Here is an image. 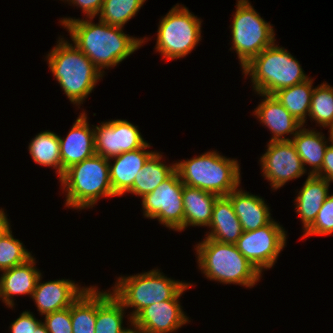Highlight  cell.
I'll use <instances>...</instances> for the list:
<instances>
[{"label":"cell","mask_w":333,"mask_h":333,"mask_svg":"<svg viewBox=\"0 0 333 333\" xmlns=\"http://www.w3.org/2000/svg\"><path fill=\"white\" fill-rule=\"evenodd\" d=\"M10 223L4 210L0 209V238L10 228Z\"/></svg>","instance_id":"obj_38"},{"label":"cell","mask_w":333,"mask_h":333,"mask_svg":"<svg viewBox=\"0 0 333 333\" xmlns=\"http://www.w3.org/2000/svg\"><path fill=\"white\" fill-rule=\"evenodd\" d=\"M32 256L25 263L2 271L0 276V297L9 308L14 307V295H30L35 290L41 272L36 268Z\"/></svg>","instance_id":"obj_19"},{"label":"cell","mask_w":333,"mask_h":333,"mask_svg":"<svg viewBox=\"0 0 333 333\" xmlns=\"http://www.w3.org/2000/svg\"><path fill=\"white\" fill-rule=\"evenodd\" d=\"M259 95L264 98L254 109L253 114L273 134L269 141H291L284 136L290 134L294 137L302 124L273 95Z\"/></svg>","instance_id":"obj_17"},{"label":"cell","mask_w":333,"mask_h":333,"mask_svg":"<svg viewBox=\"0 0 333 333\" xmlns=\"http://www.w3.org/2000/svg\"><path fill=\"white\" fill-rule=\"evenodd\" d=\"M330 130L328 131L330 134H329V142H331V143H329V144H331V145H333V125H331V126H329L328 127Z\"/></svg>","instance_id":"obj_41"},{"label":"cell","mask_w":333,"mask_h":333,"mask_svg":"<svg viewBox=\"0 0 333 333\" xmlns=\"http://www.w3.org/2000/svg\"><path fill=\"white\" fill-rule=\"evenodd\" d=\"M260 159L262 174L273 190L280 189L288 181L306 173L291 141H269Z\"/></svg>","instance_id":"obj_12"},{"label":"cell","mask_w":333,"mask_h":333,"mask_svg":"<svg viewBox=\"0 0 333 333\" xmlns=\"http://www.w3.org/2000/svg\"><path fill=\"white\" fill-rule=\"evenodd\" d=\"M330 182L317 175H308L303 187L298 192L295 202L297 215L303 223L305 232L315 221L318 211L327 199Z\"/></svg>","instance_id":"obj_21"},{"label":"cell","mask_w":333,"mask_h":333,"mask_svg":"<svg viewBox=\"0 0 333 333\" xmlns=\"http://www.w3.org/2000/svg\"><path fill=\"white\" fill-rule=\"evenodd\" d=\"M150 147V144L146 143L139 149L124 152L108 159L110 181L115 196H122L132 188L138 171L143 168L147 159L154 153L146 150ZM111 160H115L113 164Z\"/></svg>","instance_id":"obj_18"},{"label":"cell","mask_w":333,"mask_h":333,"mask_svg":"<svg viewBox=\"0 0 333 333\" xmlns=\"http://www.w3.org/2000/svg\"><path fill=\"white\" fill-rule=\"evenodd\" d=\"M73 333H95L97 287L89 286L70 306Z\"/></svg>","instance_id":"obj_29"},{"label":"cell","mask_w":333,"mask_h":333,"mask_svg":"<svg viewBox=\"0 0 333 333\" xmlns=\"http://www.w3.org/2000/svg\"><path fill=\"white\" fill-rule=\"evenodd\" d=\"M66 193V207L93 208L101 197L115 196L109 173V160L93 155L68 168L59 180Z\"/></svg>","instance_id":"obj_6"},{"label":"cell","mask_w":333,"mask_h":333,"mask_svg":"<svg viewBox=\"0 0 333 333\" xmlns=\"http://www.w3.org/2000/svg\"><path fill=\"white\" fill-rule=\"evenodd\" d=\"M46 57L50 72L70 102L78 107L103 77L92 61L64 38H59Z\"/></svg>","instance_id":"obj_2"},{"label":"cell","mask_w":333,"mask_h":333,"mask_svg":"<svg viewBox=\"0 0 333 333\" xmlns=\"http://www.w3.org/2000/svg\"><path fill=\"white\" fill-rule=\"evenodd\" d=\"M132 325V329L128 328L124 333H148L147 331L135 326L133 323Z\"/></svg>","instance_id":"obj_39"},{"label":"cell","mask_w":333,"mask_h":333,"mask_svg":"<svg viewBox=\"0 0 333 333\" xmlns=\"http://www.w3.org/2000/svg\"><path fill=\"white\" fill-rule=\"evenodd\" d=\"M94 127L95 152L106 159L139 149L147 143L138 126L124 119L108 120Z\"/></svg>","instance_id":"obj_13"},{"label":"cell","mask_w":333,"mask_h":333,"mask_svg":"<svg viewBox=\"0 0 333 333\" xmlns=\"http://www.w3.org/2000/svg\"><path fill=\"white\" fill-rule=\"evenodd\" d=\"M44 324L49 333H73L70 307L44 315Z\"/></svg>","instance_id":"obj_34"},{"label":"cell","mask_w":333,"mask_h":333,"mask_svg":"<svg viewBox=\"0 0 333 333\" xmlns=\"http://www.w3.org/2000/svg\"><path fill=\"white\" fill-rule=\"evenodd\" d=\"M201 23L187 7L174 5L159 22L156 51L166 60L186 57L202 38Z\"/></svg>","instance_id":"obj_8"},{"label":"cell","mask_w":333,"mask_h":333,"mask_svg":"<svg viewBox=\"0 0 333 333\" xmlns=\"http://www.w3.org/2000/svg\"><path fill=\"white\" fill-rule=\"evenodd\" d=\"M316 175L324 178L328 182H333V145H328L321 170Z\"/></svg>","instance_id":"obj_37"},{"label":"cell","mask_w":333,"mask_h":333,"mask_svg":"<svg viewBox=\"0 0 333 333\" xmlns=\"http://www.w3.org/2000/svg\"><path fill=\"white\" fill-rule=\"evenodd\" d=\"M32 254L23 246L19 239H15L9 228L0 238V271L25 263Z\"/></svg>","instance_id":"obj_32"},{"label":"cell","mask_w":333,"mask_h":333,"mask_svg":"<svg viewBox=\"0 0 333 333\" xmlns=\"http://www.w3.org/2000/svg\"><path fill=\"white\" fill-rule=\"evenodd\" d=\"M146 0H104L99 20L123 27L141 9Z\"/></svg>","instance_id":"obj_30"},{"label":"cell","mask_w":333,"mask_h":333,"mask_svg":"<svg viewBox=\"0 0 333 333\" xmlns=\"http://www.w3.org/2000/svg\"><path fill=\"white\" fill-rule=\"evenodd\" d=\"M125 308L112 295L111 291H99L97 288V316L95 333H124Z\"/></svg>","instance_id":"obj_26"},{"label":"cell","mask_w":333,"mask_h":333,"mask_svg":"<svg viewBox=\"0 0 333 333\" xmlns=\"http://www.w3.org/2000/svg\"><path fill=\"white\" fill-rule=\"evenodd\" d=\"M34 333H49L47 331V328L45 326V324L42 322L36 329V331Z\"/></svg>","instance_id":"obj_40"},{"label":"cell","mask_w":333,"mask_h":333,"mask_svg":"<svg viewBox=\"0 0 333 333\" xmlns=\"http://www.w3.org/2000/svg\"><path fill=\"white\" fill-rule=\"evenodd\" d=\"M93 18H61L60 25L70 34L73 44L82 51L104 75L103 69L114 67L137 51L148 38H136L123 32V27L111 26Z\"/></svg>","instance_id":"obj_1"},{"label":"cell","mask_w":333,"mask_h":333,"mask_svg":"<svg viewBox=\"0 0 333 333\" xmlns=\"http://www.w3.org/2000/svg\"><path fill=\"white\" fill-rule=\"evenodd\" d=\"M39 276L31 298L41 315L68 308L87 287H80L72 280H54L41 283Z\"/></svg>","instance_id":"obj_16"},{"label":"cell","mask_w":333,"mask_h":333,"mask_svg":"<svg viewBox=\"0 0 333 333\" xmlns=\"http://www.w3.org/2000/svg\"><path fill=\"white\" fill-rule=\"evenodd\" d=\"M112 295L125 309L134 308L129 323L145 307L171 300L187 283L167 278L158 269L117 278Z\"/></svg>","instance_id":"obj_7"},{"label":"cell","mask_w":333,"mask_h":333,"mask_svg":"<svg viewBox=\"0 0 333 333\" xmlns=\"http://www.w3.org/2000/svg\"><path fill=\"white\" fill-rule=\"evenodd\" d=\"M227 197L232 202L243 231H254L268 225L273 220L270 207L258 195L249 194V192L237 188Z\"/></svg>","instance_id":"obj_20"},{"label":"cell","mask_w":333,"mask_h":333,"mask_svg":"<svg viewBox=\"0 0 333 333\" xmlns=\"http://www.w3.org/2000/svg\"><path fill=\"white\" fill-rule=\"evenodd\" d=\"M208 227H211V230L206 237L221 243L236 244L242 235V225L227 196H219L216 199Z\"/></svg>","instance_id":"obj_22"},{"label":"cell","mask_w":333,"mask_h":333,"mask_svg":"<svg viewBox=\"0 0 333 333\" xmlns=\"http://www.w3.org/2000/svg\"><path fill=\"white\" fill-rule=\"evenodd\" d=\"M191 286L187 283L171 300L145 307L132 319V323L148 333L175 332L190 322L181 308L179 298Z\"/></svg>","instance_id":"obj_14"},{"label":"cell","mask_w":333,"mask_h":333,"mask_svg":"<svg viewBox=\"0 0 333 333\" xmlns=\"http://www.w3.org/2000/svg\"><path fill=\"white\" fill-rule=\"evenodd\" d=\"M242 72L245 76L250 75L257 94L266 95H273L276 91L309 79L299 61L276 43L253 57L242 67Z\"/></svg>","instance_id":"obj_5"},{"label":"cell","mask_w":333,"mask_h":333,"mask_svg":"<svg viewBox=\"0 0 333 333\" xmlns=\"http://www.w3.org/2000/svg\"><path fill=\"white\" fill-rule=\"evenodd\" d=\"M183 186L175 170L154 191L143 196L145 218L157 219L159 224L174 231H184Z\"/></svg>","instance_id":"obj_10"},{"label":"cell","mask_w":333,"mask_h":333,"mask_svg":"<svg viewBox=\"0 0 333 333\" xmlns=\"http://www.w3.org/2000/svg\"><path fill=\"white\" fill-rule=\"evenodd\" d=\"M333 233V194L329 195L318 211L313 224L303 233L302 238L312 235H332Z\"/></svg>","instance_id":"obj_33"},{"label":"cell","mask_w":333,"mask_h":333,"mask_svg":"<svg viewBox=\"0 0 333 333\" xmlns=\"http://www.w3.org/2000/svg\"><path fill=\"white\" fill-rule=\"evenodd\" d=\"M28 150L34 162L55 168L59 180L63 177L59 136L56 133L49 130L38 133L29 143Z\"/></svg>","instance_id":"obj_28"},{"label":"cell","mask_w":333,"mask_h":333,"mask_svg":"<svg viewBox=\"0 0 333 333\" xmlns=\"http://www.w3.org/2000/svg\"><path fill=\"white\" fill-rule=\"evenodd\" d=\"M285 229L274 219L254 231H243L236 246L238 251L262 274L273 267L286 245Z\"/></svg>","instance_id":"obj_11"},{"label":"cell","mask_w":333,"mask_h":333,"mask_svg":"<svg viewBox=\"0 0 333 333\" xmlns=\"http://www.w3.org/2000/svg\"><path fill=\"white\" fill-rule=\"evenodd\" d=\"M304 127L306 126H302L296 135L291 137V142L301 158L305 171L307 172L305 165L311 166L312 170L308 175H316L321 170L328 141L321 132Z\"/></svg>","instance_id":"obj_24"},{"label":"cell","mask_w":333,"mask_h":333,"mask_svg":"<svg viewBox=\"0 0 333 333\" xmlns=\"http://www.w3.org/2000/svg\"><path fill=\"white\" fill-rule=\"evenodd\" d=\"M42 321L37 320L30 311H23L9 326L11 333H34Z\"/></svg>","instance_id":"obj_35"},{"label":"cell","mask_w":333,"mask_h":333,"mask_svg":"<svg viewBox=\"0 0 333 333\" xmlns=\"http://www.w3.org/2000/svg\"><path fill=\"white\" fill-rule=\"evenodd\" d=\"M231 34L230 50L237 53L241 67L276 41L273 26L261 18L249 0H237Z\"/></svg>","instance_id":"obj_9"},{"label":"cell","mask_w":333,"mask_h":333,"mask_svg":"<svg viewBox=\"0 0 333 333\" xmlns=\"http://www.w3.org/2000/svg\"><path fill=\"white\" fill-rule=\"evenodd\" d=\"M240 164L236 159L208 151L191 159L175 163V170L184 185L227 196L240 187Z\"/></svg>","instance_id":"obj_4"},{"label":"cell","mask_w":333,"mask_h":333,"mask_svg":"<svg viewBox=\"0 0 333 333\" xmlns=\"http://www.w3.org/2000/svg\"><path fill=\"white\" fill-rule=\"evenodd\" d=\"M308 116L320 127L333 125V87L323 82L314 88Z\"/></svg>","instance_id":"obj_31"},{"label":"cell","mask_w":333,"mask_h":333,"mask_svg":"<svg viewBox=\"0 0 333 333\" xmlns=\"http://www.w3.org/2000/svg\"><path fill=\"white\" fill-rule=\"evenodd\" d=\"M87 114L80 113L75 120L66 138L59 136L60 158L62 161L63 175L71 166L82 162L96 154L94 140V125L89 126Z\"/></svg>","instance_id":"obj_15"},{"label":"cell","mask_w":333,"mask_h":333,"mask_svg":"<svg viewBox=\"0 0 333 333\" xmlns=\"http://www.w3.org/2000/svg\"><path fill=\"white\" fill-rule=\"evenodd\" d=\"M219 196L196 187L183 186L184 229L188 226L208 227L213 206Z\"/></svg>","instance_id":"obj_23"},{"label":"cell","mask_w":333,"mask_h":333,"mask_svg":"<svg viewBox=\"0 0 333 333\" xmlns=\"http://www.w3.org/2000/svg\"><path fill=\"white\" fill-rule=\"evenodd\" d=\"M314 79L276 91L273 96L304 126L311 106Z\"/></svg>","instance_id":"obj_27"},{"label":"cell","mask_w":333,"mask_h":333,"mask_svg":"<svg viewBox=\"0 0 333 333\" xmlns=\"http://www.w3.org/2000/svg\"><path fill=\"white\" fill-rule=\"evenodd\" d=\"M163 156L155 152L147 159L143 168L138 171L132 188L127 192L143 197L154 191L174 171L175 163L171 166L165 165L161 159Z\"/></svg>","instance_id":"obj_25"},{"label":"cell","mask_w":333,"mask_h":333,"mask_svg":"<svg viewBox=\"0 0 333 333\" xmlns=\"http://www.w3.org/2000/svg\"><path fill=\"white\" fill-rule=\"evenodd\" d=\"M195 247L199 269L212 281L252 288L262 277L238 251L236 244L221 243L205 237Z\"/></svg>","instance_id":"obj_3"},{"label":"cell","mask_w":333,"mask_h":333,"mask_svg":"<svg viewBox=\"0 0 333 333\" xmlns=\"http://www.w3.org/2000/svg\"><path fill=\"white\" fill-rule=\"evenodd\" d=\"M64 1V0H62ZM82 9L87 18H93L101 12L104 0H65Z\"/></svg>","instance_id":"obj_36"}]
</instances>
